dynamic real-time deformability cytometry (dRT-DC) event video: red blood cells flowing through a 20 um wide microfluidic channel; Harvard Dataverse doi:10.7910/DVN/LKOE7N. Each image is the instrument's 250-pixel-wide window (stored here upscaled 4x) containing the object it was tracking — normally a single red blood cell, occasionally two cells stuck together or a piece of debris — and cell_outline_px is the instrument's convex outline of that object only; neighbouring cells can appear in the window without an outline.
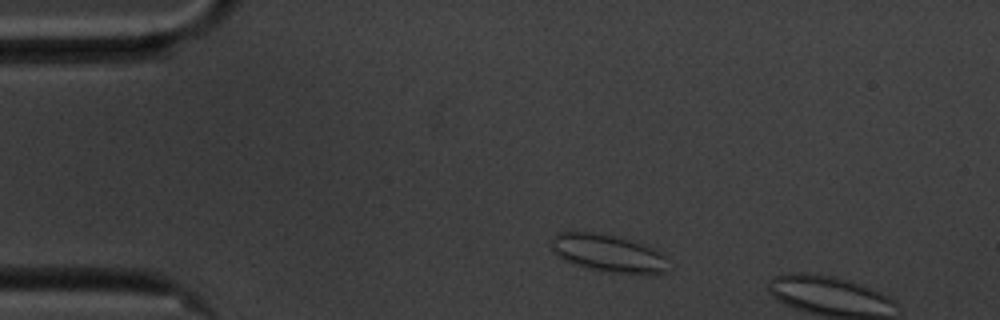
{"species": "common noctule bat (a hibernating species)", "species_latin": "Nyctalus noctula", "temperature_condition": "cold", "stored_images_in_passage": 7, "segment_of_instrument_passage": [1, 2], "camera_frame_rate_fps": 3000, "um_per_image_px": 0.085, "animal": {"sex": "male", "body_mass_g": 20.1, "forearm_length_mm": 53.5}, "frame": {"image": 1, "passage_image": 4, "time_ms": 1.0, "image_size_px": [1000, 320], "cell_outline_px": [[668, 272], [600, 272], [564, 260], [556, 256], [552, 252], [552, 236], [556, 232], [568, 228], [572, 228], [616, 236], [652, 248], [660, 252], [664, 256]], "centroid_in_image_um": [51.52, 21.46], "position_along_channel_um": 33.5, "area_um2": 25.66}}